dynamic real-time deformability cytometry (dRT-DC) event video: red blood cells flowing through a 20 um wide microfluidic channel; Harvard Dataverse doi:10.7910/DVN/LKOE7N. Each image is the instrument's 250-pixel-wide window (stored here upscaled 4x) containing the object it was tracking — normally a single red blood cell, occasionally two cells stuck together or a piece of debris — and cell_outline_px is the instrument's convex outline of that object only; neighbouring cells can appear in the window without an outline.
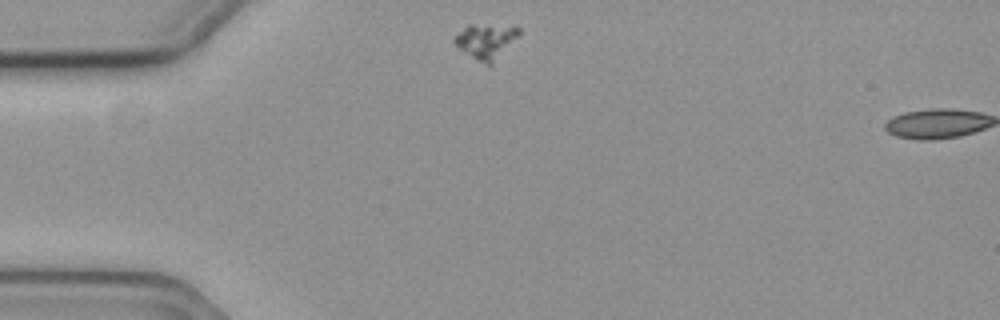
{"species": "common noctule bat (a hibernating species)", "species_latin": "Nyctalus noctula", "temperature_condition": "cold", "stored_images_in_passage": 2, "camera_frame_rate_fps": 3000, "um_per_image_px": 0.085, "animal": {"sex": "female", "body_mass_g": 19.3, "forearm_length_mm": 54.1}, "frame": {"image": 1, "passage_image": 1, "time_ms": 0.0, "image_size_px": [1000, 320], "cell_outline_px": [[520, 36], [492, 64], [488, 64], [476, 60], [460, 48], [452, 40], [468, 24], [472, 24], [520, 28]], "centroid_in_image_um": [41.33, 3.51], "position_along_channel_um": 43.7, "area_um2": 12.72}}